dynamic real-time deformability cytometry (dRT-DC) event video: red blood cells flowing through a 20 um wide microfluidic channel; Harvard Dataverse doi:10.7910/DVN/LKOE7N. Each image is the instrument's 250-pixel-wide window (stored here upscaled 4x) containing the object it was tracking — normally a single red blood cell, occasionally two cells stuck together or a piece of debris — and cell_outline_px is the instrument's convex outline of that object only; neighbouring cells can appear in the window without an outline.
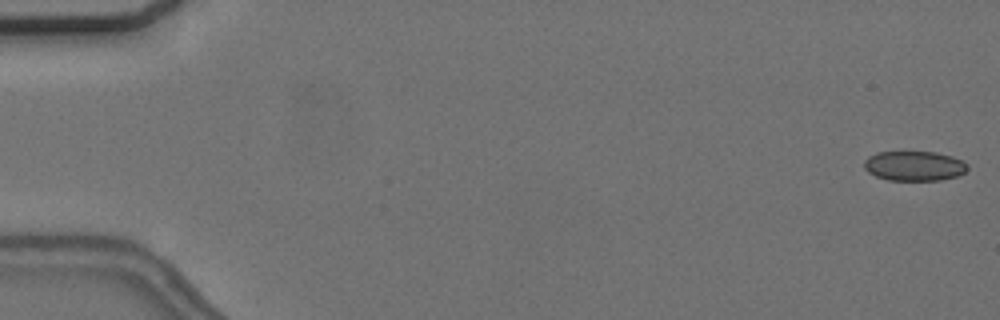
{"species": "common noctule bat (a hibernating species)", "species_latin": "Nyctalus noctula", "temperature_condition": "cold", "stored_images_in_passage": 56, "camera_frame_rate_fps": 3000, "um_per_image_px": 0.085, "animal": {"sex": "female", "body_mass_g": 24.6, "forearm_length_mm": 56.2}, "frame": {"image": 1, "passage_image": 1, "time_ms": 0.0, "image_size_px": [1000, 320], "cell_outline_px": [[968, 168], [964, 172], [956, 176], [940, 180], [888, 180], [876, 176], [868, 172], [864, 168], [864, 160], [868, 156], [876, 152], [936, 152], [952, 156], [968, 164]], "centroid_in_image_um": [77.69, 14.1], "position_along_channel_um": 7.3, "area_um2": 17.92}}
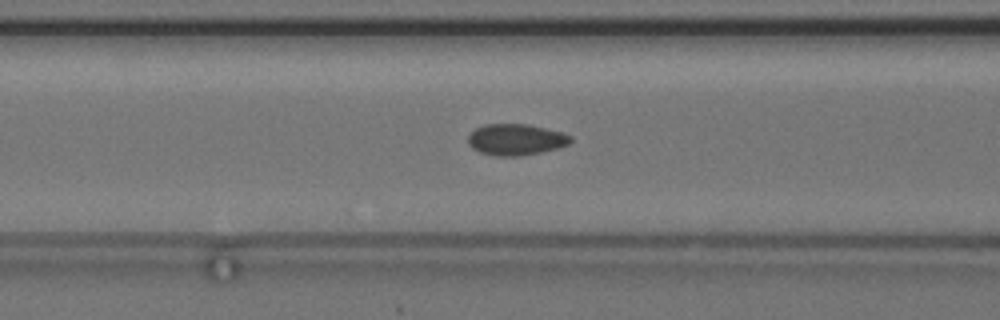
{"frame": {"image": 2, "passage_image": 23, "time_ms": 7.333, "image_size_px": [1000, 320], "cell_outline_px": [[572, 140], [568, 144], [560, 148], [520, 156], [496, 156], [480, 152], [472, 148], [468, 144], [468, 136], [476, 128], [484, 124], [528, 124], [560, 132], [572, 136]], "centroid_in_image_um": [43.84, 11.87], "position_along_channel_um": 122.8, "area_um2": 18.67}}
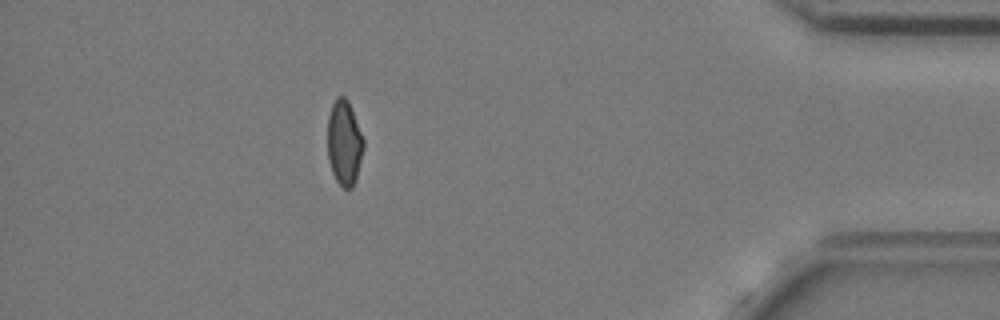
{"frame": {"image": 3, "passage_image": 50, "time_ms": 16.333, "image_size_px": [1000, 320], "cell_outline_px": [[364, 148], [356, 180], [352, 188], [344, 188], [336, 180], [332, 172], [328, 160], [328, 116], [332, 104], [336, 96], [344, 96], [348, 100], [364, 140]], "centroid_in_image_um": [29.26, 12.14], "position_along_channel_um": 405.9, "area_um2": 17.86}, "authors_computed_cell_mechanics": {"area_um2": 18.5538, "velocity_mm_per_s": 3.6735, "shape_relaxation_time_tau1_ms": null, "shape_relaxation_time_tau2_ms": 2.1713, "deformation_change_tau1": null, "deformation_change_tau2": 0.0462}}